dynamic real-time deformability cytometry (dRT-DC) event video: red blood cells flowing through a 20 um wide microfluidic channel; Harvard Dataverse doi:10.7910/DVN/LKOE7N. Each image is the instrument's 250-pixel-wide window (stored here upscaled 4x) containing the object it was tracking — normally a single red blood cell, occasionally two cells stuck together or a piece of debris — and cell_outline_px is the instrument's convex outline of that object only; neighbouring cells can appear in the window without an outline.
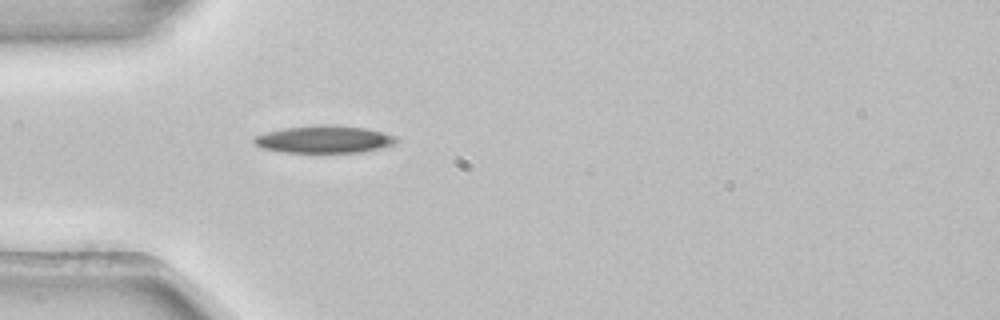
{"species": "common noctule bat (a hibernating species)", "species_latin": "Nyctalus noctula", "temperature_condition": "room temperature", "stored_images_in_passage": 1, "camera_frame_rate_fps": 3000, "um_per_image_px": 0.085, "animal": {"sex": "female", "body_mass_g": 22.7, "forearm_length_mm": 54.2}, "frame": {"image": 1, "passage_image": 1, "time_ms": 0.0, "image_size_px": [1000, 320], "cell_outline_px": [[400, 140], [392, 144], [380, 148], [364, 152], [284, 152], [260, 148], [252, 140], [256, 136], [268, 132], [284, 128], [316, 124], [328, 124], [364, 128], [384, 132], [396, 136]], "centroid_in_image_um": [27.57, 11.83], "position_along_channel_um": 57.4, "area_um2": 22.72}}